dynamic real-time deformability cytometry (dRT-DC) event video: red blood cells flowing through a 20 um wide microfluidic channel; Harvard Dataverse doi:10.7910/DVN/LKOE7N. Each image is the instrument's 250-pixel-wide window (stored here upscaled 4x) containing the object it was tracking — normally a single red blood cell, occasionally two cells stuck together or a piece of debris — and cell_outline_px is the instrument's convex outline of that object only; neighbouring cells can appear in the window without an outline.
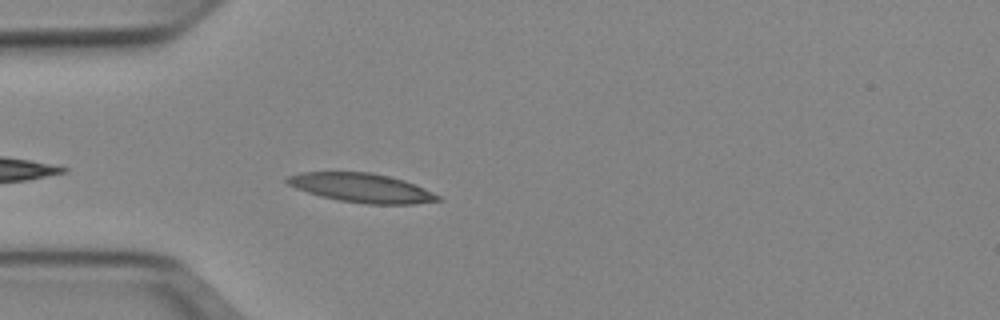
{"species": "Egyptian fruit bat (a non-hibernating species)", "species_latin": "Rousettus aegyptiacus", "temperature_condition": "cold", "stored_images_in_passage": 16, "camera_frame_rate_fps": 3000, "um_per_image_px": 0.085, "animal": {"sex": "female"}, "frame": {"image": 1, "passage_image": 3, "time_ms": 0.667, "image_size_px": [1000, 320], "cell_outline_px": [[444, 200], [412, 204], [368, 204], [340, 200], [320, 196], [296, 188], [288, 184], [284, 180], [288, 176], [300, 172], [372, 172], [404, 180], [424, 188], [440, 196]], "centroid_in_image_um": [30.74, 15.96], "position_along_channel_um": 54.3, "area_um2": 25.43}}
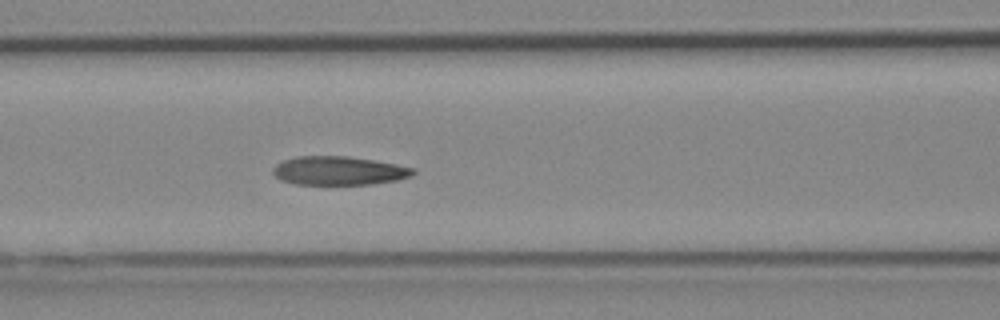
{"frame": {"image": 2, "passage_image": 10, "time_ms": 3.0, "image_size_px": [1000, 320], "cell_outline_px": [[416, 172], [412, 176], [396, 180], [372, 184], [296, 184], [280, 180], [272, 172], [272, 168], [276, 164], [284, 160], [296, 156], [348, 156], [396, 164], [416, 168]], "centroid_in_image_um": [28.8, 14.51], "position_along_channel_um": 137.8, "area_um2": 23.47}}
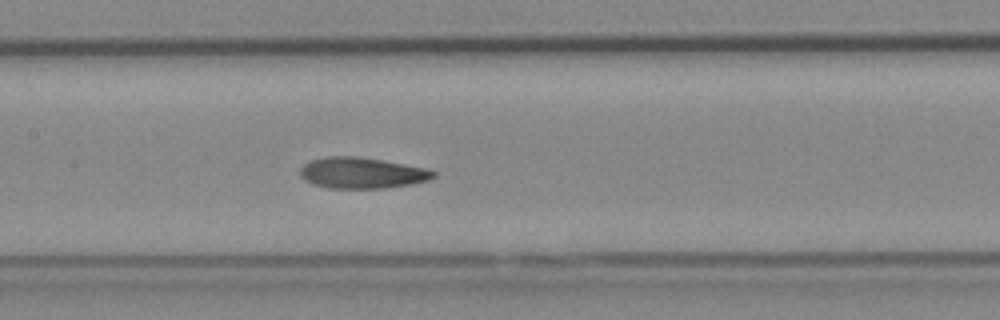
{"frame": {"image": 3, "passage_image": 13, "time_ms": 4.0, "image_size_px": [1000, 320], "cell_outline_px": [[436, 176], [428, 180], [412, 184], [384, 188], [328, 188], [312, 184], [304, 180], [300, 176], [300, 168], [308, 160], [328, 156], [360, 156], [404, 164], [424, 168], [436, 172]], "centroid_in_image_um": [30.72, 14.69], "position_along_channel_um": 176.7, "area_um2": 24.22}}